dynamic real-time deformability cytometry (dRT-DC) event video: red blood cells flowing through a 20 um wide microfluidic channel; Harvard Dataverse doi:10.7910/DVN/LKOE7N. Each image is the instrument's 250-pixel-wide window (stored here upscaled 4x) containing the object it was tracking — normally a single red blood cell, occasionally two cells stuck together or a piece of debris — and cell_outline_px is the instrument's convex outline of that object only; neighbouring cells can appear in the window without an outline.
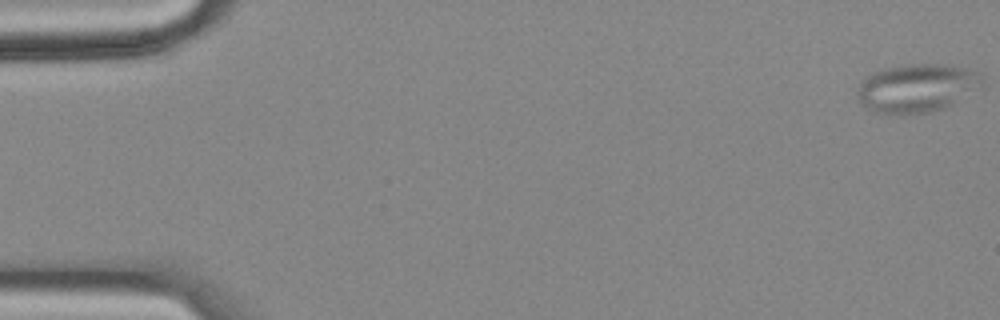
{"species": "common noctule bat (a hibernating species)", "species_latin": "Nyctalus noctula", "temperature_condition": "cold", "stored_images_in_passage": 58, "camera_frame_rate_fps": 3000, "um_per_image_px": 0.085, "animal": {"sex": "female", "body_mass_g": 18.4}, "frame": {"image": 1, "passage_image": 1, "time_ms": 0.0, "image_size_px": [1000, 320], "cell_outline_px": [[984, 88], [944, 108], [932, 112], [904, 116], [900, 116], [876, 112], [860, 104], [856, 96], [856, 92], [860, 80], [864, 76], [872, 72], [884, 68], [904, 64], [948, 64], [964, 68], [976, 72], [980, 76], [984, 84]], "centroid_in_image_um": [77.91, 7.5], "position_along_channel_um": 7.1, "area_um2": 36.3}}
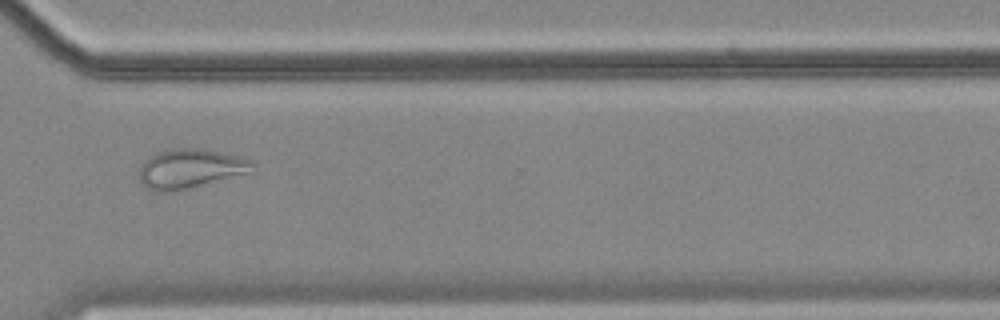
{"frame": {"image": 2, "passage_image": 43, "time_ms": 14.0, "image_size_px": [1000, 320], "cell_outline_px": [[252, 164], [244, 172], [188, 188], [172, 192], [152, 192], [140, 180], [140, 168], [156, 152], [180, 148], [200, 148], [236, 156], [252, 160]], "centroid_in_image_um": [16.06, 14.33], "position_along_channel_um": 354.5, "area_um2": 24.68}}
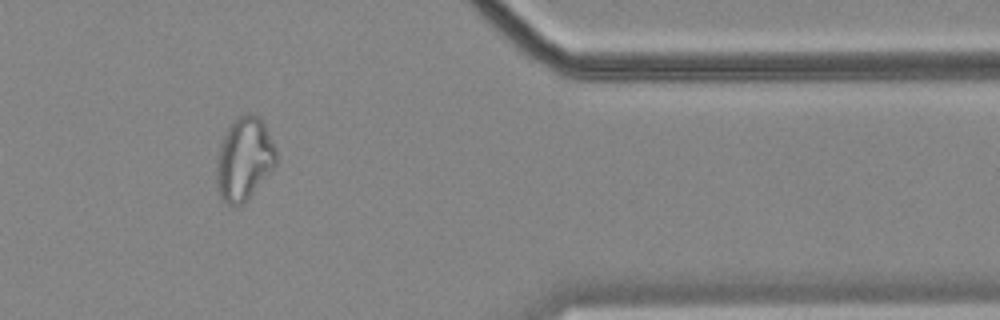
{"frame": {"image": 3, "passage_image": 48, "time_ms": 15.667, "image_size_px": [1000, 320], "cell_outline_px": [[276, 164], [244, 204], [228, 204], [220, 200], [216, 188], [216, 160], [220, 144], [228, 128], [236, 116], [244, 112], [248, 112], [256, 116], [264, 124], [276, 148]], "centroid_in_image_um": [20.72, 13.52], "position_along_channel_um": 390.7, "area_um2": 28.96}, "authors_computed_cell_mechanics": {"area_um2": 29.2179, "velocity_mm_per_s": 3.5011, "shape_relaxation_time_tau1_ms": null, "shape_relaxation_time_tau2_ms": 2.41, "deformation_change_tau1": null, "deformation_change_tau2": 0.1046}}